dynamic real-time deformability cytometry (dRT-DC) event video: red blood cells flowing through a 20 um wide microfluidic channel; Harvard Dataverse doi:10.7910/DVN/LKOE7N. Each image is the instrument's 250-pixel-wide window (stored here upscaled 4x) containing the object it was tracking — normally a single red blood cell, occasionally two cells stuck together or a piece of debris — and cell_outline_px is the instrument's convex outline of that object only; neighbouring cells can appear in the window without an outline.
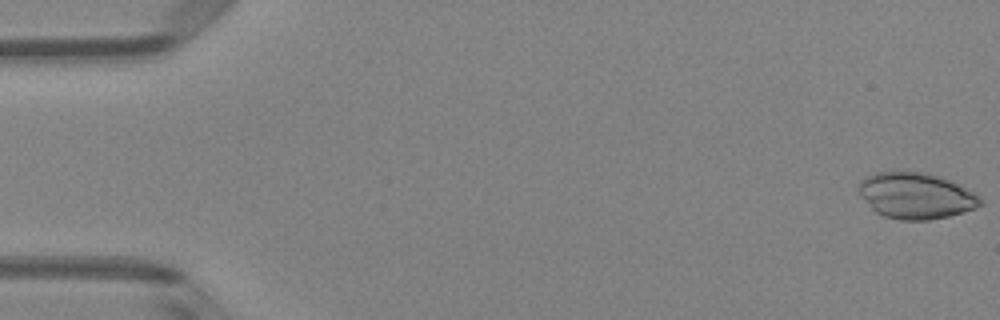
{"species": "Egyptian fruit bat (a non-hibernating species)", "species_latin": "Rousettus aegyptiacus", "temperature_condition": "room temperature", "stored_images_in_passage": 50, "camera_frame_rate_fps": 3000, "um_per_image_px": 0.085, "animal": {"sex": "female"}, "frame": {"image": 1, "passage_image": 1, "time_ms": 0.0, "image_size_px": [1000, 320], "cell_outline_px": [[984, 204], [976, 208], [964, 212], [948, 216], [928, 220], [900, 220], [884, 216], [876, 212], [860, 196], [856, 188], [860, 180], [876, 172], [892, 168], [920, 172], [952, 180], [972, 192]], "centroid_in_image_um": [77.78, 16.6], "position_along_channel_um": 7.2, "area_um2": 33.12}}
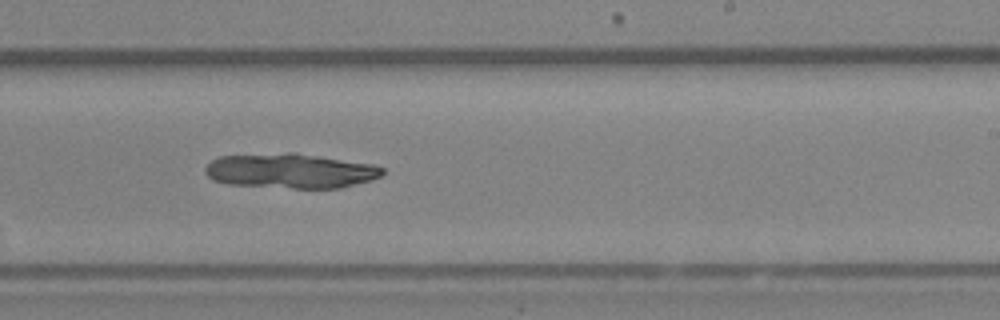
{"frame": {"image": 2, "passage_image": 31, "time_ms": 10.0, "image_size_px": [1000, 320], "cell_outline_px": [[384, 172], [380, 176], [372, 180], [340, 188], [292, 188], [228, 184], [212, 180], [204, 172], [204, 168], [212, 160], [220, 156], [288, 152], [296, 152], [372, 164], [384, 168]], "centroid_in_image_um": [24.68, 14.52], "position_along_channel_um": 264.3, "area_um2": 36.07}}
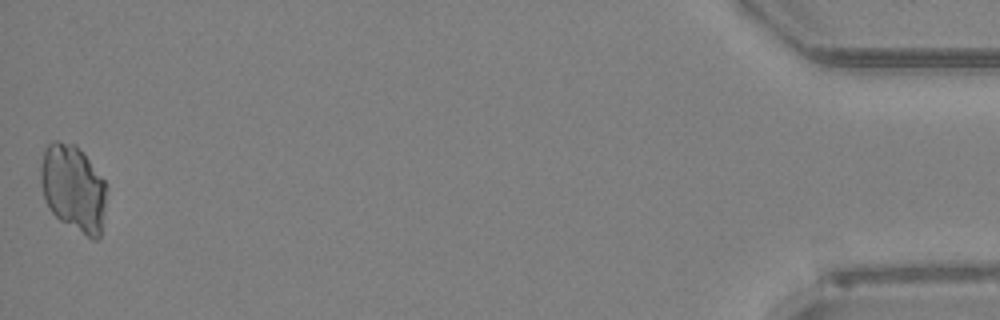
{"frame": {"image": 3, "passage_image": 50, "time_ms": 16.333, "image_size_px": [1000, 320], "cell_outline_px": [[104, 212], [100, 236], [96, 240], [92, 240], [60, 220], [48, 208], [44, 200], [40, 184], [40, 168], [44, 148], [52, 140], [60, 140], [76, 144], [104, 180]], "centroid_in_image_um": [6.18, 15.98], "position_along_channel_um": 429.0, "area_um2": 33.29}}